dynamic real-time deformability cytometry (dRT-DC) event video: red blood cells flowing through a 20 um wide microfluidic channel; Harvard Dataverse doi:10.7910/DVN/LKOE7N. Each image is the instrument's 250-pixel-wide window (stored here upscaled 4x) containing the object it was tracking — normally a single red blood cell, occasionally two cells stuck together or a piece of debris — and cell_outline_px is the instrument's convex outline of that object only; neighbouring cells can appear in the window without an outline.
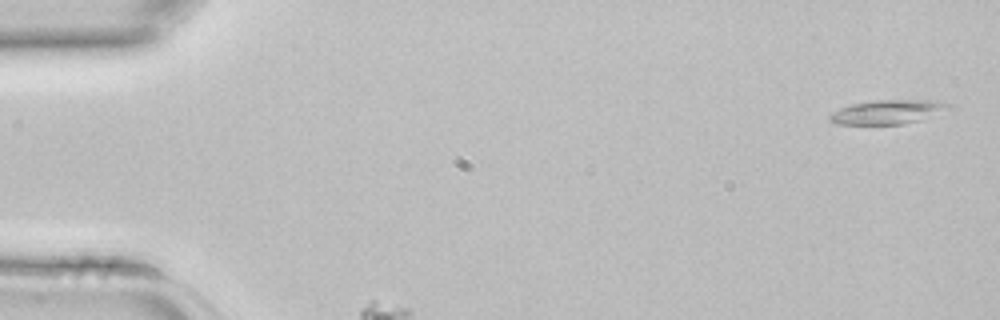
{"species": "common noctule bat (a hibernating species)", "species_latin": "Nyctalus noctula", "temperature_condition": "room temperature", "stored_images_in_passage": 4, "camera_frame_rate_fps": 3000, "um_per_image_px": 0.085, "animal": {"sex": "female", "body_mass_g": 22.7, "forearm_length_mm": 54.2}, "frame": {"image": 1, "passage_image": 1, "time_ms": 0.0, "image_size_px": [1000, 320], "cell_outline_px": [[956, 108], [920, 120], [904, 124], [836, 124], [828, 120], [828, 116], [832, 112], [840, 108], [852, 104], [876, 100], [936, 100], [952, 104]], "centroid_in_image_um": [75.53, 9.51], "position_along_channel_um": 9.5, "area_um2": 16.99}}
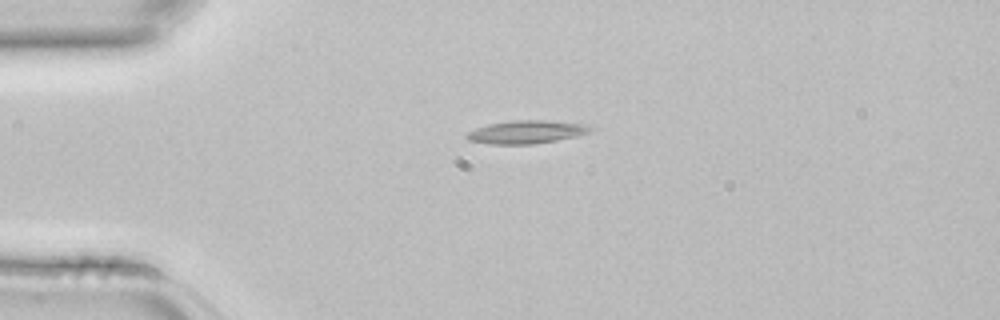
{"frame": {"image": 2, "passage_image": 3, "time_ms": 0.667, "image_size_px": [1000, 320], "cell_outline_px": [[596, 128], [592, 132], [576, 136], [556, 140], [532, 144], [488, 144], [468, 140], [464, 136], [468, 132], [476, 128], [488, 124], [512, 120], [544, 120], [584, 124]], "centroid_in_image_um": [44.75, 11.22], "position_along_channel_um": 40.2, "area_um2": 16.7}}
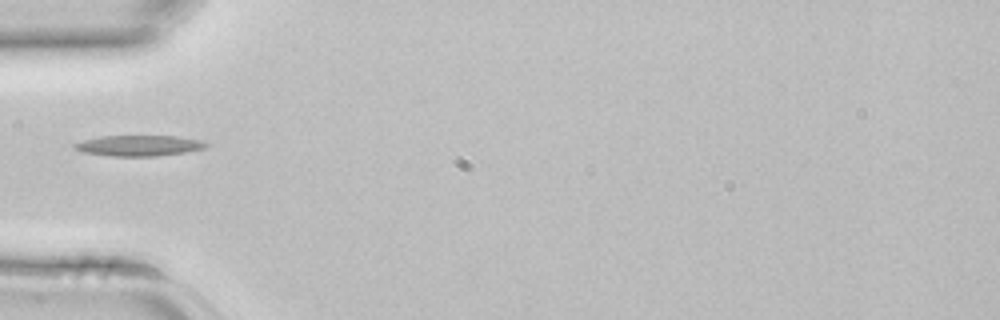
{"frame": {"image": 3, "passage_image": 4, "time_ms": 1.0, "image_size_px": [1000, 320], "cell_outline_px": [[212, 144], [204, 148], [184, 152], [156, 156], [112, 156], [84, 152], [72, 148], [72, 144], [84, 140], [100, 136], [172, 136], [200, 140]], "centroid_in_image_um": [11.79, 12.37], "position_along_channel_um": 73.2, "area_um2": 15.78}}